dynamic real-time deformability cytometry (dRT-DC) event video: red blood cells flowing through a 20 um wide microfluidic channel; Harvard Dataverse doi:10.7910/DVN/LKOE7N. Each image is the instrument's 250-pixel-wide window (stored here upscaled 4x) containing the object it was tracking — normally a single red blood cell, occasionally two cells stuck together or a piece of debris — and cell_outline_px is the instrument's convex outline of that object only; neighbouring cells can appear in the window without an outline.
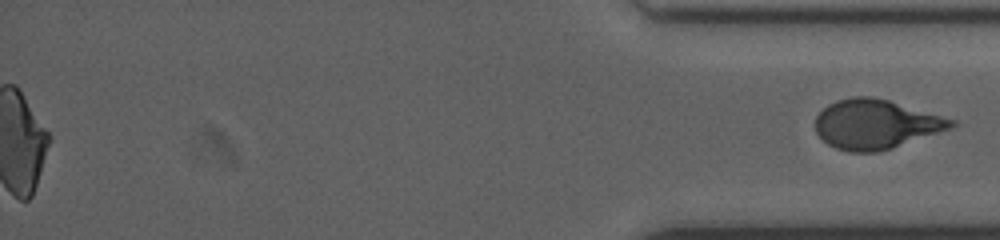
{"species": "human", "species_latin": "Homo sapiens", "temperature_condition": "cold", "stored_images_in_passage": 52, "segment_of_instrument_passage": [2, 2], "camera_frame_rate_fps": 3000, "um_per_image_px": 0.085, "donor": {"sex": "female"}, "frame": {"image": 1, "passage_image": 52, "time_ms": 17.0, "image_size_px": [1000, 240], "cell_outline_px": [[956, 124], [952, 128], [892, 148], [876, 152], [848, 152], [836, 148], [828, 144], [816, 132], [816, 116], [828, 104], [836, 100], [852, 96], [872, 96], [888, 100], [956, 120]], "centroid_in_image_um": [74.43, 10.55], "position_along_channel_um": 360.8, "area_um2": 38.96}}